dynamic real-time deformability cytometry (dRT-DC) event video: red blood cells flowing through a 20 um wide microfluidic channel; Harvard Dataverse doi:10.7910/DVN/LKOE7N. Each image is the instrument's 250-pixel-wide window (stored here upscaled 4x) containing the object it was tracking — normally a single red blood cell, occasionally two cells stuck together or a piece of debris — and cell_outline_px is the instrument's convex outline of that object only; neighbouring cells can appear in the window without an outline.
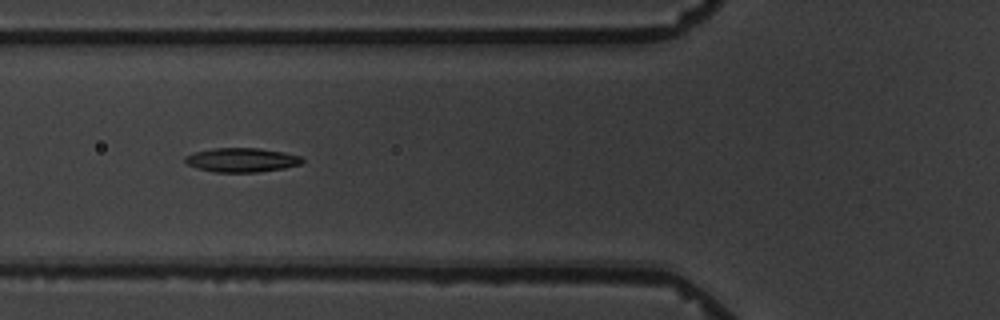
{"species": "common noctule bat (a hibernating species)", "species_latin": "Nyctalus noctula", "temperature_condition": "warm", "stored_images_in_passage": 6, "camera_frame_rate_fps": 3000, "um_per_image_px": 0.085, "animal": {"sex": "male", "body_mass_g": 19.5, "forearm_length_mm": 54.6}, "frame": {"image": 1, "passage_image": 5, "time_ms": 5.667, "image_size_px": [1000, 320], "cell_outline_px": [[304, 160], [300, 164], [284, 168], [260, 172], [216, 172], [196, 168], [188, 164], [184, 160], [184, 156], [196, 152], [212, 148], [260, 148], [284, 152], [304, 156]], "centroid_in_image_um": [20.58, 13.59], "position_along_channel_um": 105.2, "area_um2": 16.59}}
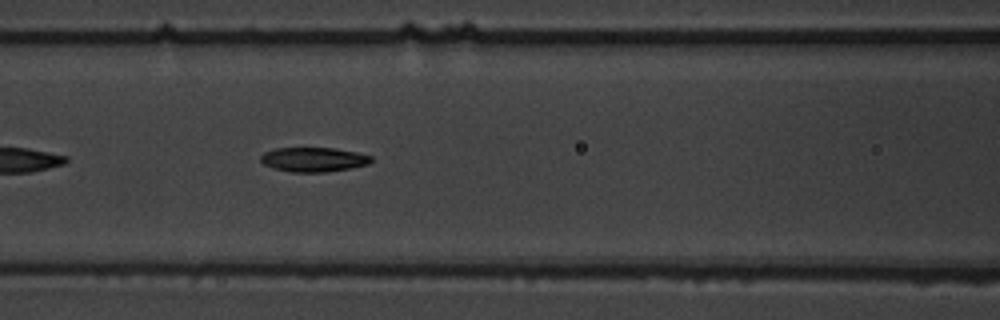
{"frame": {"image": 2, "passage_image": 6, "time_ms": 6.667, "image_size_px": [1000, 320], "cell_outline_px": [[372, 160], [368, 164], [352, 168], [324, 172], [292, 172], [272, 168], [264, 164], [260, 160], [260, 156], [264, 152], [276, 148], [336, 148], [356, 152], [372, 156]], "centroid_in_image_um": [26.64, 13.56], "position_along_channel_um": 140.0, "area_um2": 15.78}}